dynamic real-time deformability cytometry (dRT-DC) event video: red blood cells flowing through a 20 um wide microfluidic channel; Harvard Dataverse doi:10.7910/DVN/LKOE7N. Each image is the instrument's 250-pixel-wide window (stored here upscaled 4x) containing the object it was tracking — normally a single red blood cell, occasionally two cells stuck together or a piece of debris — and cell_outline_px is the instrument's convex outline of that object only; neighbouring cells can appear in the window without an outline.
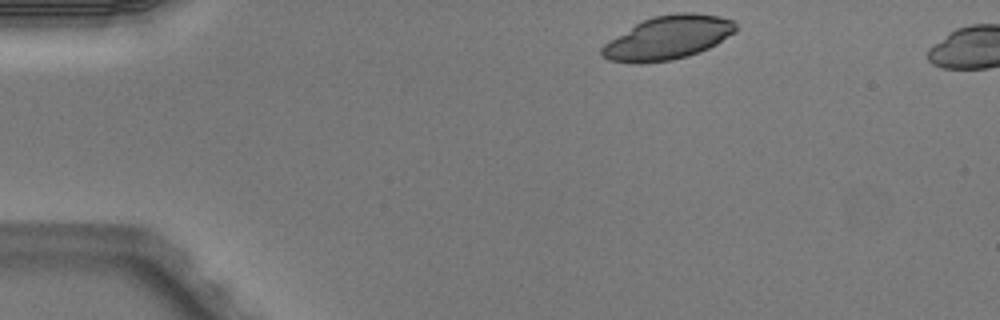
{"species": "Egyptian fruit bat (a non-hibernating species)", "species_latin": "Rousettus aegyptiacus", "temperature_condition": "warm", "stored_images_in_passage": 4, "camera_frame_rate_fps": 3000, "um_per_image_px": 0.085, "animal": {"sex": "male"}, "frame": {"image": 1, "passage_image": 1, "time_ms": 0.0, "image_size_px": [1000, 320], "cell_outline_px": [[736, 32], [716, 44], [700, 52], [688, 56], [672, 60], [640, 64], [632, 64], [608, 60], [600, 56], [600, 48], [608, 40], [636, 24], [652, 16], [676, 12], [692, 12], [720, 16], [732, 20], [736, 24]], "centroid_in_image_um": [56.75, 3.22], "position_along_channel_um": 28.3, "area_um2": 34.39}}